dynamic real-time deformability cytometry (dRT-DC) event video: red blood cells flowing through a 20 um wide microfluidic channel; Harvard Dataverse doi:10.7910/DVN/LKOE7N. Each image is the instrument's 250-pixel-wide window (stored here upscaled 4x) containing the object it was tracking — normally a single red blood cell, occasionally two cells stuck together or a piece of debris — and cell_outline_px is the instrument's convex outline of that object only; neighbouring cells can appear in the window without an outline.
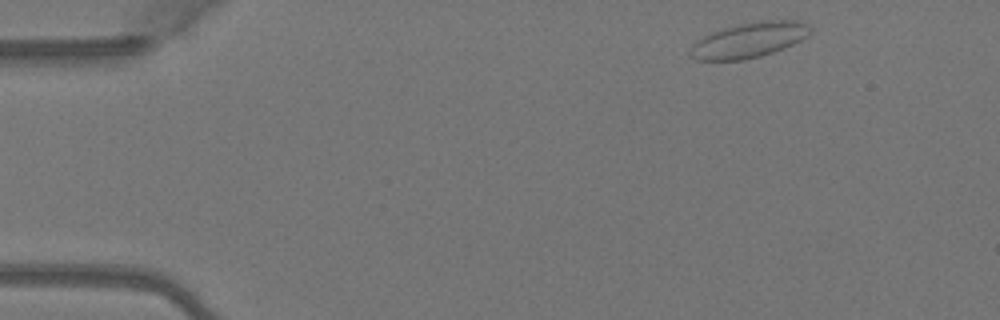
{"species": "Egyptian fruit bat (a non-hibernating species)", "species_latin": "Rousettus aegyptiacus", "temperature_condition": "warm", "stored_images_in_passage": 36, "camera_frame_rate_fps": 3000, "um_per_image_px": 0.085, "animal": {"sex": "female"}, "frame": {"image": 1, "passage_image": 1, "time_ms": 0.0, "image_size_px": [1000, 320], "cell_outline_px": [[812, 32], [808, 36], [784, 48], [760, 56], [744, 60], [696, 60], [688, 52], [692, 44], [704, 36], [740, 24], [760, 20], [796, 20], [808, 24], [812, 28]], "centroid_in_image_um": [63.71, 3.41], "position_along_channel_um": 21.3, "area_um2": 24.33}}
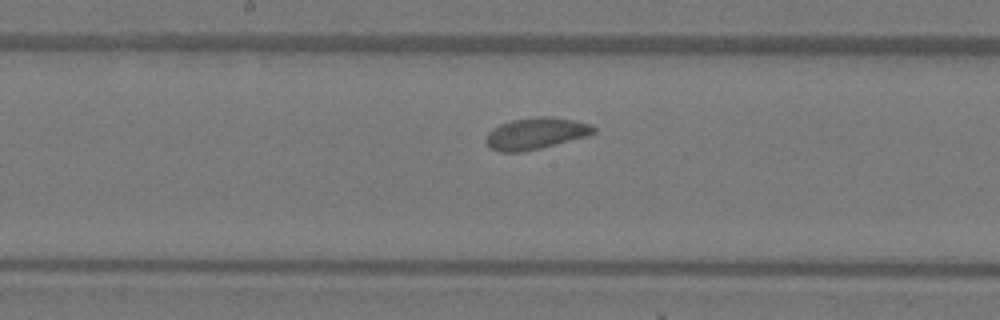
{"frame": {"image": 2, "passage_image": 21, "time_ms": 6.667, "image_size_px": [1000, 320], "cell_outline_px": [[596, 132], [588, 136], [540, 148], [520, 152], [500, 152], [492, 148], [484, 140], [488, 132], [492, 128], [500, 124], [512, 120], [536, 116], [552, 116], [592, 124], [596, 128]], "centroid_in_image_um": [45.55, 11.33], "position_along_channel_um": 202.6, "area_um2": 19.88}}
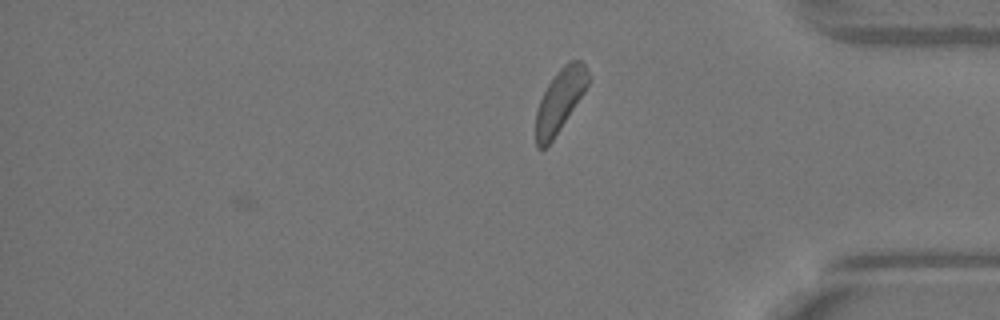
{"frame": {"image": 3, "passage_image": 36, "time_ms": 11.667, "image_size_px": [1000, 320], "cell_outline_px": [[592, 80], [552, 140], [544, 148], [536, 148], [536, 112], [540, 100], [548, 84], [556, 72], [564, 64], [572, 60], [580, 60], [584, 64], [592, 76]], "centroid_in_image_um": [47.62, 8.49], "position_along_channel_um": 387.6, "area_um2": 18.96}, "authors_computed_cell_mechanics": {"area_um2": 19.6809, "velocity_mm_per_s": 4.0436, "shape_relaxation_time_tau1_ms": null, "shape_relaxation_time_tau2_ms": 3.9737, "deformation_change_tau1": null, "deformation_change_tau2": 0.0827}}